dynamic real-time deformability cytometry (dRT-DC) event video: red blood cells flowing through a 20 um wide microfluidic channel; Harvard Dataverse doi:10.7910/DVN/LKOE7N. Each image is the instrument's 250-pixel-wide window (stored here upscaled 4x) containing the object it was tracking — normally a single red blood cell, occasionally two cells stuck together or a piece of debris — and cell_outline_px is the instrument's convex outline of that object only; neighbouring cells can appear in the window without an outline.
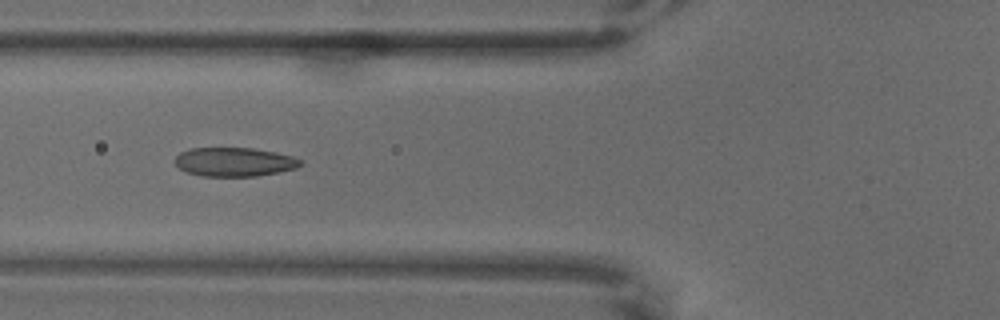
{"species": "common noctule bat (a hibernating species)", "species_latin": "Nyctalus noctula", "temperature_condition": "warm", "stored_images_in_passage": 9, "camera_frame_rate_fps": 3000, "um_per_image_px": 0.085, "animal": {"sex": "male", "body_mass_g": 18.8}, "frame": {"image": 1, "passage_image": 7, "time_ms": 2.0, "image_size_px": [1000, 320], "cell_outline_px": [[304, 164], [296, 168], [256, 176], [200, 176], [188, 172], [180, 168], [172, 160], [180, 152], [192, 148], [252, 148], [276, 152], [292, 156], [304, 160]], "centroid_in_image_um": [19.93, 13.76], "position_along_channel_um": 105.9, "area_um2": 21.21}}
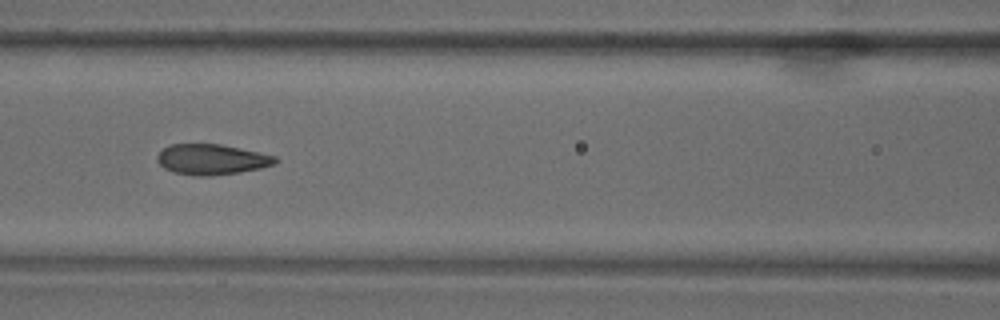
{"frame": {"image": 2, "passage_image": 8, "time_ms": 2.333, "image_size_px": [1000, 320], "cell_outline_px": [[280, 160], [276, 164], [260, 168], [240, 172], [212, 176], [192, 176], [176, 172], [164, 168], [156, 160], [156, 156], [164, 148], [172, 144], [220, 144], [276, 156]], "centroid_in_image_um": [18.01, 13.56], "position_along_channel_um": 148.6, "area_um2": 20.98}}
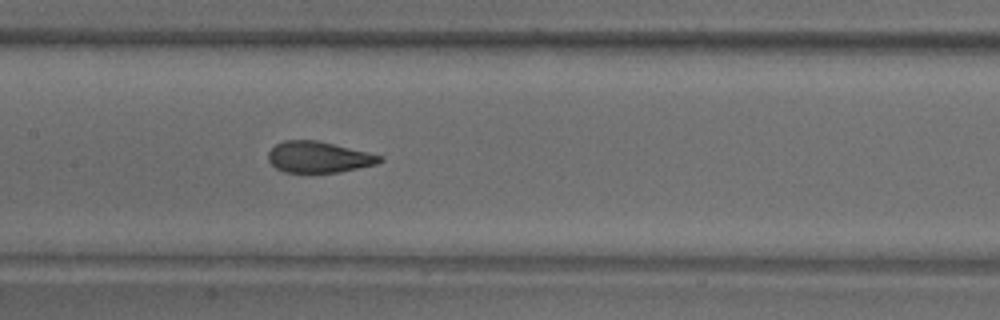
{"frame": {"image": 3, "passage_image": 9, "time_ms": 2.667, "image_size_px": [1000, 320], "cell_outline_px": [[384, 160], [376, 164], [340, 172], [284, 172], [276, 168], [268, 160], [268, 152], [276, 144], [284, 140], [316, 140], [368, 152], [384, 156]], "centroid_in_image_um": [27.09, 13.35], "position_along_channel_um": 180.3, "area_um2": 20.17}}